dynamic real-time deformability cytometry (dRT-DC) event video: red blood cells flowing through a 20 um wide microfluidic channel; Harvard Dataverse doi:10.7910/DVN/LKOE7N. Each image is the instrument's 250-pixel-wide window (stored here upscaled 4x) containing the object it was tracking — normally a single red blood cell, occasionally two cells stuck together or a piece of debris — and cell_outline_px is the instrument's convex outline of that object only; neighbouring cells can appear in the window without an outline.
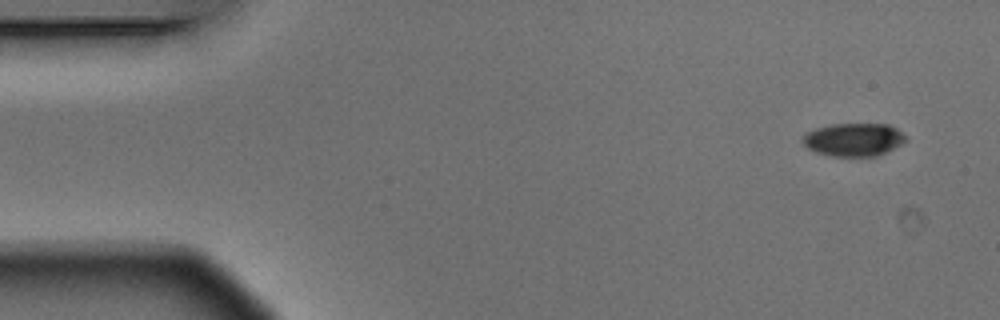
{"species": "Egyptian fruit bat (a non-hibernating species)", "species_latin": "Rousettus aegyptiacus", "temperature_condition": "warm", "stored_images_in_passage": 7, "camera_frame_rate_fps": 3000, "um_per_image_px": 0.085, "animal": {"sex": "male"}, "frame": {"image": 1, "passage_image": 1, "time_ms": 0.0, "image_size_px": [1000, 320], "cell_outline_px": [[908, 140], [876, 156], [832, 156], [816, 152], [808, 148], [804, 144], [804, 136], [808, 132], [816, 128], [832, 124], [888, 124], [896, 128], [908, 136]], "centroid_in_image_um": [72.6, 11.86], "position_along_channel_um": 12.4, "area_um2": 19.65}}
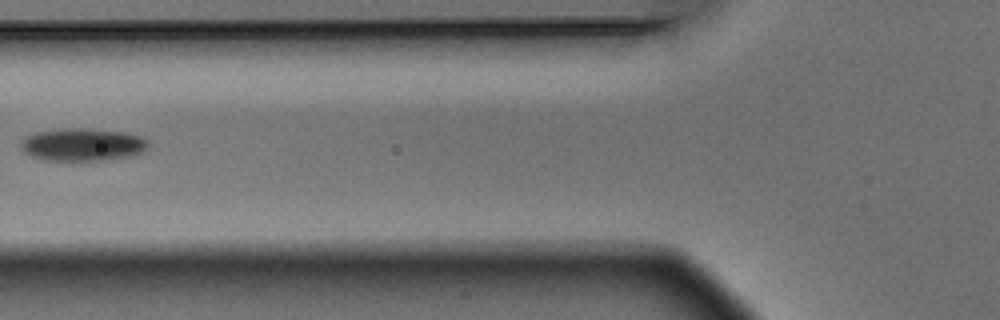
{"frame": {"image": 2, "passage_image": 6, "time_ms": 1.667, "image_size_px": [1000, 320], "cell_outline_px": [[148, 148], [144, 152], [128, 156], [108, 160], [44, 160], [32, 156], [24, 152], [20, 148], [20, 140], [24, 136], [32, 132], [60, 128], [92, 128], [128, 132], [140, 136], [148, 140]], "centroid_in_image_um": [6.99, 12.27], "position_along_channel_um": 118.8, "area_um2": 24.85}}
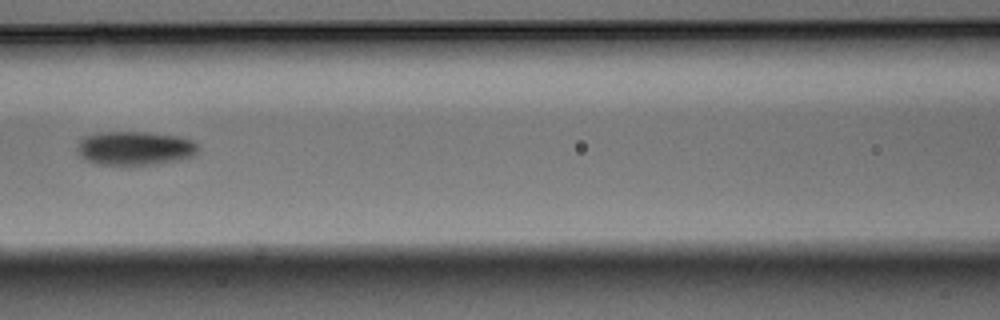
{"frame": {"image": 3, "passage_image": 7, "time_ms": 2.0, "image_size_px": [1000, 320], "cell_outline_px": [[196, 156], [156, 164], [96, 164], [80, 156], [76, 148], [80, 140], [84, 136], [100, 132], [148, 132], [180, 136], [192, 140], [196, 144]], "centroid_in_image_um": [11.46, 12.58], "position_along_channel_um": 155.1, "area_um2": 23.76}}